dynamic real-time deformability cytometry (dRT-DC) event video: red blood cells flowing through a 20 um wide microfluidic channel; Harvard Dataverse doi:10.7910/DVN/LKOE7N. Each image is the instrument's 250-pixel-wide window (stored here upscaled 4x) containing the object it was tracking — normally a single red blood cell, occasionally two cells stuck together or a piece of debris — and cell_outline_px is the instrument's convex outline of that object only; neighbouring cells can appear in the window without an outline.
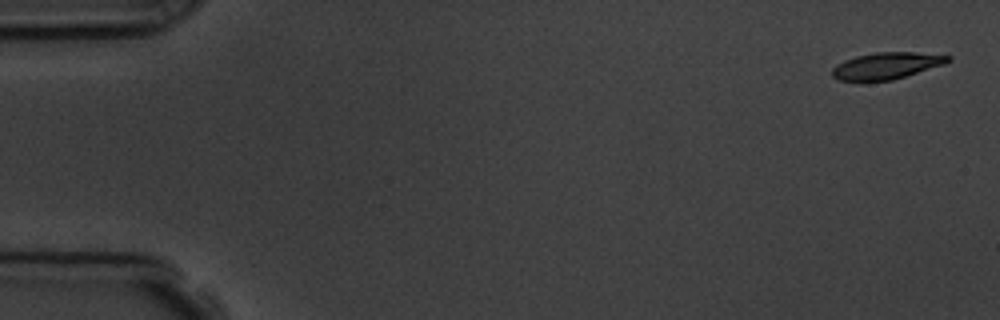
{"species": "common noctule bat (a hibernating species)", "species_latin": "Nyctalus noctula", "temperature_condition": "room temperature", "stored_images_in_passage": 5, "camera_frame_rate_fps": 3000, "um_per_image_px": 0.085, "animal": {"sex": "male", "body_mass_g": 19.5, "forearm_length_mm": 54.6}, "frame": {"image": 1, "passage_image": 1, "time_ms": 0.0, "image_size_px": [1000, 320], "cell_outline_px": [[952, 60], [944, 64], [892, 80], [856, 84], [836, 80], [832, 76], [832, 68], [836, 64], [844, 60], [856, 56], [876, 52], [916, 52], [952, 56]], "centroid_in_image_um": [75.25, 5.63], "position_along_channel_um": 9.7, "area_um2": 18.67}}
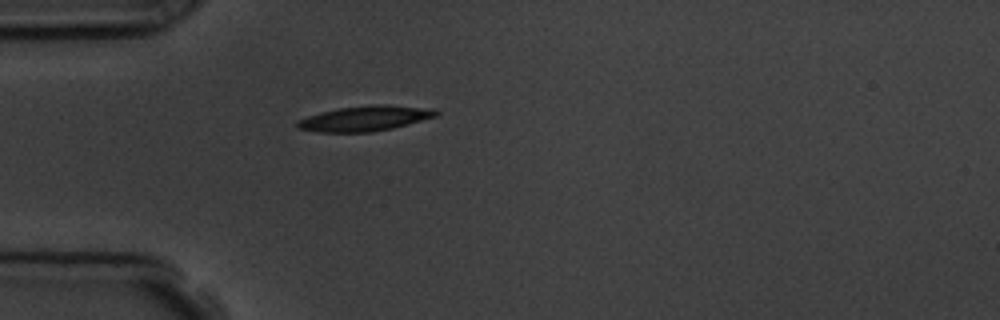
{"frame": {"image": 2, "passage_image": 5, "time_ms": 4.667, "image_size_px": [1000, 320], "cell_outline_px": [[440, 112], [436, 116], [408, 124], [392, 128], [372, 132], [316, 132], [296, 128], [296, 120], [320, 112], [340, 108], [372, 104], [384, 104], [436, 108]], "centroid_in_image_um": [31.03, 10.06], "position_along_channel_um": 54.0, "area_um2": 20.58}}